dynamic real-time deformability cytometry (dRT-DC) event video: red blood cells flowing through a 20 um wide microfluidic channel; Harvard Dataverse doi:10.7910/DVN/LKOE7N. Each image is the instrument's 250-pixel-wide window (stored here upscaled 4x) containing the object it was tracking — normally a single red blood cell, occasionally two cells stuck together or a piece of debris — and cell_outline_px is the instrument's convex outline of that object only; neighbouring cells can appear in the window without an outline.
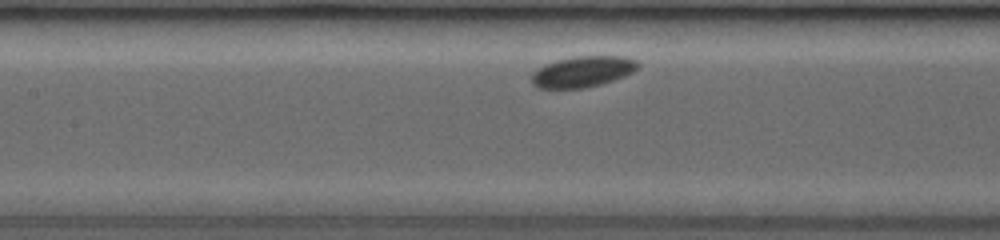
{"species": "common noctule bat (a hibernating species)", "species_latin": "Nyctalus noctula", "temperature_condition": "room temperature", "stored_images_in_passage": 6, "segment_of_instrument_passage": [2, 2], "camera_frame_rate_fps": 3000, "um_per_image_px": 0.085, "animal": {"sex": "female", "body_mass_g": 19.0, "forearm_length_mm": 53.3}, "frame": {"image": 1, "passage_image": 6, "time_ms": 3.667, "image_size_px": [1000, 240], "cell_outline_px": [[640, 64], [632, 72], [624, 76], [600, 84], [584, 88], [536, 88], [532, 84], [532, 72], [544, 64], [556, 60], [576, 56], [624, 56], [636, 60]], "centroid_in_image_um": [49.5, 6.08], "position_along_channel_um": 157.9, "area_um2": 19.13}}